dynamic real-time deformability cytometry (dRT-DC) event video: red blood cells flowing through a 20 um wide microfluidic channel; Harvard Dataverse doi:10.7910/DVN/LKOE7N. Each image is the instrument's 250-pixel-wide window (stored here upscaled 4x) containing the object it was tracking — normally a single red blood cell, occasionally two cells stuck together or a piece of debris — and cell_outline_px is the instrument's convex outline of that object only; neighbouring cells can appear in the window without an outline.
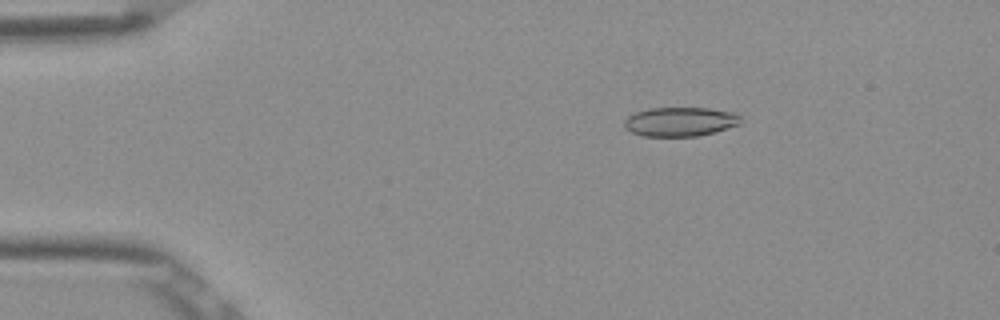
{"species": "Egyptian fruit bat (a non-hibernating species)", "species_latin": "Rousettus aegyptiacus", "temperature_condition": "room temperature", "stored_images_in_passage": 4, "camera_frame_rate_fps": 3000, "um_per_image_px": 0.085, "frame": {"image": 1, "passage_image": 2, "time_ms": 0.333, "image_size_px": [1000, 320], "cell_outline_px": [[740, 124], [700, 136], [644, 136], [632, 132], [624, 128], [624, 120], [628, 116], [636, 112], [648, 108], [708, 108], [736, 112], [740, 116]], "centroid_in_image_um": [57.81, 10.34], "position_along_channel_um": 27.2, "area_um2": 19.83}}